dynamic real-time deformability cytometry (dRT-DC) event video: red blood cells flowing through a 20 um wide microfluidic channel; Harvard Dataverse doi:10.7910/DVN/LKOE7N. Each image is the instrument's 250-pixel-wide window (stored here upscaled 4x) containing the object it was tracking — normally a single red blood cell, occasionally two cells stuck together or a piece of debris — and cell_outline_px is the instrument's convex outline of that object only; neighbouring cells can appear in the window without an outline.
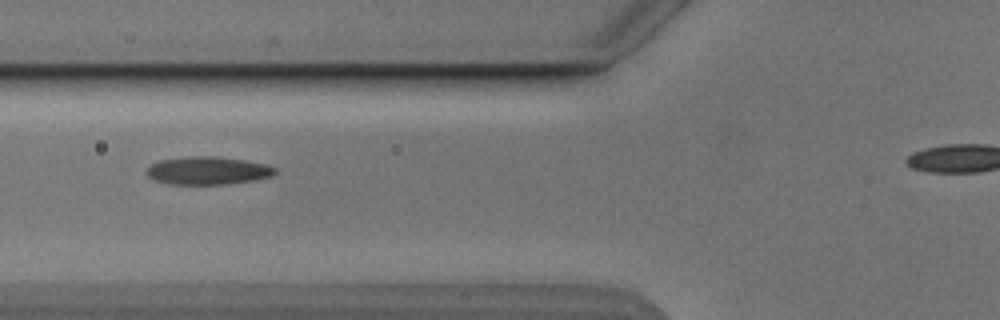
{"species": "Egyptian fruit bat (a non-hibernating species)", "species_latin": "Rousettus aegyptiacus", "temperature_condition": "cold", "stored_images_in_passage": 5, "camera_frame_rate_fps": 3000, "um_per_image_px": 0.085, "animal": {"sex": "male"}, "frame": {"image": 1, "passage_image": 3, "time_ms": 2.333, "image_size_px": [1000, 320], "cell_outline_px": [[276, 172], [272, 176], [252, 180], [224, 184], [168, 184], [156, 180], [148, 176], [144, 172], [152, 164], [160, 160], [188, 156], [216, 156], [244, 160], [264, 164], [276, 168]], "centroid_in_image_um": [17.63, 14.49], "position_along_channel_um": 108.2, "area_um2": 20.75}}
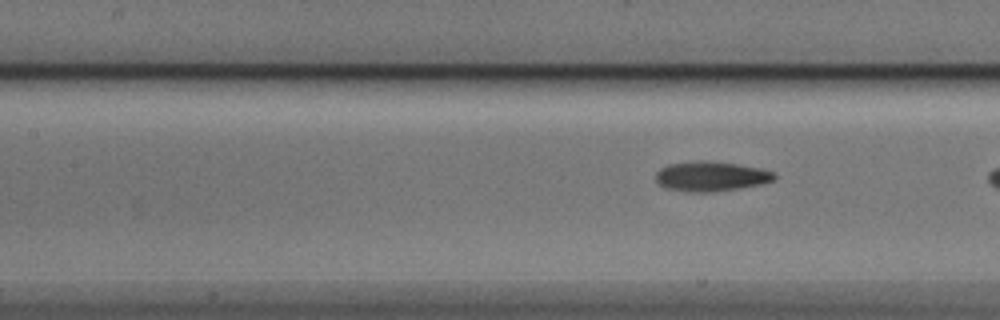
{"frame": {"image": 2, "passage_image": 5, "time_ms": 5.667, "image_size_px": [1000, 320], "cell_outline_px": [[776, 176], [772, 180], [760, 184], [740, 188], [712, 192], [688, 192], [664, 188], [656, 180], [656, 172], [660, 168], [668, 164], [696, 160], [708, 160], [736, 164], [760, 168], [776, 172]], "centroid_in_image_um": [60.4, 14.98], "position_along_channel_um": 147.0, "area_um2": 20.75}}